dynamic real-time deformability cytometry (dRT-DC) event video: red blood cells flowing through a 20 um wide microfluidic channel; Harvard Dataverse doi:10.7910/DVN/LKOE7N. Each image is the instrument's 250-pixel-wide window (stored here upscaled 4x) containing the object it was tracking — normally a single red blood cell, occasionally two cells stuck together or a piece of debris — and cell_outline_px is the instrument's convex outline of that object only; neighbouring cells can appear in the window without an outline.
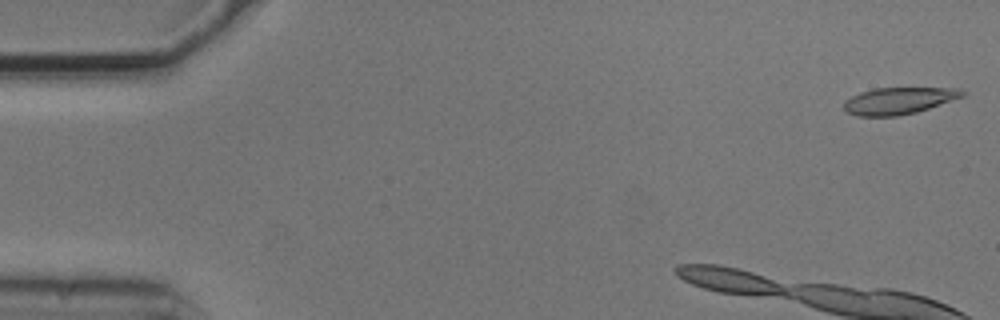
{"species": "common noctule bat (a hibernating species)", "species_latin": "Nyctalus noctula", "temperature_condition": "cold", "stored_images_in_passage": 6, "camera_frame_rate_fps": 3000, "um_per_image_px": 0.085, "animal": {"sex": "male", "body_mass_g": 20.5, "forearm_length_mm": 52.5}, "frame": {"image": 1, "passage_image": 1, "time_ms": 0.0, "image_size_px": [1000, 320], "cell_outline_px": [[968, 92], [964, 96], [916, 112], [896, 116], [856, 116], [848, 112], [844, 108], [844, 100], [860, 92], [872, 88], [956, 88]], "centroid_in_image_um": [76.38, 8.55], "position_along_channel_um": 8.6, "area_um2": 18.44}}